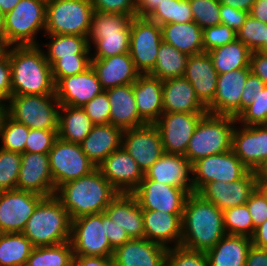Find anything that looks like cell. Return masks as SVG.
<instances>
[{
  "label": "cell",
  "mask_w": 267,
  "mask_h": 266,
  "mask_svg": "<svg viewBox=\"0 0 267 266\" xmlns=\"http://www.w3.org/2000/svg\"><path fill=\"white\" fill-rule=\"evenodd\" d=\"M257 51L267 52V24H266V34H265L264 44Z\"/></svg>",
  "instance_id": "cell-71"
},
{
  "label": "cell",
  "mask_w": 267,
  "mask_h": 266,
  "mask_svg": "<svg viewBox=\"0 0 267 266\" xmlns=\"http://www.w3.org/2000/svg\"><path fill=\"white\" fill-rule=\"evenodd\" d=\"M226 234L252 237L254 224L247 205L231 207L223 211Z\"/></svg>",
  "instance_id": "cell-44"
},
{
  "label": "cell",
  "mask_w": 267,
  "mask_h": 266,
  "mask_svg": "<svg viewBox=\"0 0 267 266\" xmlns=\"http://www.w3.org/2000/svg\"><path fill=\"white\" fill-rule=\"evenodd\" d=\"M248 171L232 149L225 153L201 158L192 164L195 192L198 193L209 182L237 181Z\"/></svg>",
  "instance_id": "cell-13"
},
{
  "label": "cell",
  "mask_w": 267,
  "mask_h": 266,
  "mask_svg": "<svg viewBox=\"0 0 267 266\" xmlns=\"http://www.w3.org/2000/svg\"><path fill=\"white\" fill-rule=\"evenodd\" d=\"M40 47L9 46L12 95H55L52 69Z\"/></svg>",
  "instance_id": "cell-2"
},
{
  "label": "cell",
  "mask_w": 267,
  "mask_h": 266,
  "mask_svg": "<svg viewBox=\"0 0 267 266\" xmlns=\"http://www.w3.org/2000/svg\"><path fill=\"white\" fill-rule=\"evenodd\" d=\"M16 189L43 197L54 196V181L48 154L21 153V168Z\"/></svg>",
  "instance_id": "cell-20"
},
{
  "label": "cell",
  "mask_w": 267,
  "mask_h": 266,
  "mask_svg": "<svg viewBox=\"0 0 267 266\" xmlns=\"http://www.w3.org/2000/svg\"><path fill=\"white\" fill-rule=\"evenodd\" d=\"M250 73V68H242L219 74L216 94L207 113L236 118L241 113V96Z\"/></svg>",
  "instance_id": "cell-19"
},
{
  "label": "cell",
  "mask_w": 267,
  "mask_h": 266,
  "mask_svg": "<svg viewBox=\"0 0 267 266\" xmlns=\"http://www.w3.org/2000/svg\"><path fill=\"white\" fill-rule=\"evenodd\" d=\"M102 223H105V236L114 249L131 239L126 231L110 220L104 212H102Z\"/></svg>",
  "instance_id": "cell-58"
},
{
  "label": "cell",
  "mask_w": 267,
  "mask_h": 266,
  "mask_svg": "<svg viewBox=\"0 0 267 266\" xmlns=\"http://www.w3.org/2000/svg\"><path fill=\"white\" fill-rule=\"evenodd\" d=\"M182 215L164 211L143 210L144 238L167 249L180 246L182 238Z\"/></svg>",
  "instance_id": "cell-26"
},
{
  "label": "cell",
  "mask_w": 267,
  "mask_h": 266,
  "mask_svg": "<svg viewBox=\"0 0 267 266\" xmlns=\"http://www.w3.org/2000/svg\"><path fill=\"white\" fill-rule=\"evenodd\" d=\"M70 243L74 255L113 256L114 248L105 236L102 213L88 214L72 220Z\"/></svg>",
  "instance_id": "cell-10"
},
{
  "label": "cell",
  "mask_w": 267,
  "mask_h": 266,
  "mask_svg": "<svg viewBox=\"0 0 267 266\" xmlns=\"http://www.w3.org/2000/svg\"><path fill=\"white\" fill-rule=\"evenodd\" d=\"M257 187L267 197V178H257Z\"/></svg>",
  "instance_id": "cell-68"
},
{
  "label": "cell",
  "mask_w": 267,
  "mask_h": 266,
  "mask_svg": "<svg viewBox=\"0 0 267 266\" xmlns=\"http://www.w3.org/2000/svg\"><path fill=\"white\" fill-rule=\"evenodd\" d=\"M21 168V153L0 148V192L16 189Z\"/></svg>",
  "instance_id": "cell-45"
},
{
  "label": "cell",
  "mask_w": 267,
  "mask_h": 266,
  "mask_svg": "<svg viewBox=\"0 0 267 266\" xmlns=\"http://www.w3.org/2000/svg\"><path fill=\"white\" fill-rule=\"evenodd\" d=\"M7 102L5 113L16 122L30 129L58 131L61 105L56 95H12Z\"/></svg>",
  "instance_id": "cell-8"
},
{
  "label": "cell",
  "mask_w": 267,
  "mask_h": 266,
  "mask_svg": "<svg viewBox=\"0 0 267 266\" xmlns=\"http://www.w3.org/2000/svg\"><path fill=\"white\" fill-rule=\"evenodd\" d=\"M58 131L30 129L25 152L48 154L58 138Z\"/></svg>",
  "instance_id": "cell-52"
},
{
  "label": "cell",
  "mask_w": 267,
  "mask_h": 266,
  "mask_svg": "<svg viewBox=\"0 0 267 266\" xmlns=\"http://www.w3.org/2000/svg\"><path fill=\"white\" fill-rule=\"evenodd\" d=\"M30 128L26 125L16 122L5 112L0 119V138L3 150L18 153L25 152V144Z\"/></svg>",
  "instance_id": "cell-43"
},
{
  "label": "cell",
  "mask_w": 267,
  "mask_h": 266,
  "mask_svg": "<svg viewBox=\"0 0 267 266\" xmlns=\"http://www.w3.org/2000/svg\"><path fill=\"white\" fill-rule=\"evenodd\" d=\"M246 205L250 212L255 231V228L267 220V197L257 187L246 202Z\"/></svg>",
  "instance_id": "cell-55"
},
{
  "label": "cell",
  "mask_w": 267,
  "mask_h": 266,
  "mask_svg": "<svg viewBox=\"0 0 267 266\" xmlns=\"http://www.w3.org/2000/svg\"><path fill=\"white\" fill-rule=\"evenodd\" d=\"M93 14L91 0H47L45 34L87 37Z\"/></svg>",
  "instance_id": "cell-9"
},
{
  "label": "cell",
  "mask_w": 267,
  "mask_h": 266,
  "mask_svg": "<svg viewBox=\"0 0 267 266\" xmlns=\"http://www.w3.org/2000/svg\"><path fill=\"white\" fill-rule=\"evenodd\" d=\"M252 241L250 237L226 234L206 251L209 266H245Z\"/></svg>",
  "instance_id": "cell-34"
},
{
  "label": "cell",
  "mask_w": 267,
  "mask_h": 266,
  "mask_svg": "<svg viewBox=\"0 0 267 266\" xmlns=\"http://www.w3.org/2000/svg\"><path fill=\"white\" fill-rule=\"evenodd\" d=\"M237 39V33L224 24L215 25L203 29L204 52L224 46Z\"/></svg>",
  "instance_id": "cell-51"
},
{
  "label": "cell",
  "mask_w": 267,
  "mask_h": 266,
  "mask_svg": "<svg viewBox=\"0 0 267 266\" xmlns=\"http://www.w3.org/2000/svg\"><path fill=\"white\" fill-rule=\"evenodd\" d=\"M192 164L180 154L164 153L145 173L144 177L156 182L171 185L195 193Z\"/></svg>",
  "instance_id": "cell-24"
},
{
  "label": "cell",
  "mask_w": 267,
  "mask_h": 266,
  "mask_svg": "<svg viewBox=\"0 0 267 266\" xmlns=\"http://www.w3.org/2000/svg\"><path fill=\"white\" fill-rule=\"evenodd\" d=\"M257 178H267V159L256 171Z\"/></svg>",
  "instance_id": "cell-69"
},
{
  "label": "cell",
  "mask_w": 267,
  "mask_h": 266,
  "mask_svg": "<svg viewBox=\"0 0 267 266\" xmlns=\"http://www.w3.org/2000/svg\"><path fill=\"white\" fill-rule=\"evenodd\" d=\"M161 26L147 18L131 19L129 54L140 74H150L162 43Z\"/></svg>",
  "instance_id": "cell-12"
},
{
  "label": "cell",
  "mask_w": 267,
  "mask_h": 266,
  "mask_svg": "<svg viewBox=\"0 0 267 266\" xmlns=\"http://www.w3.org/2000/svg\"><path fill=\"white\" fill-rule=\"evenodd\" d=\"M251 72L267 86V52L253 51L250 56Z\"/></svg>",
  "instance_id": "cell-60"
},
{
  "label": "cell",
  "mask_w": 267,
  "mask_h": 266,
  "mask_svg": "<svg viewBox=\"0 0 267 266\" xmlns=\"http://www.w3.org/2000/svg\"><path fill=\"white\" fill-rule=\"evenodd\" d=\"M218 75L207 52L189 56L184 77L191 83L196 96L206 107L215 97Z\"/></svg>",
  "instance_id": "cell-27"
},
{
  "label": "cell",
  "mask_w": 267,
  "mask_h": 266,
  "mask_svg": "<svg viewBox=\"0 0 267 266\" xmlns=\"http://www.w3.org/2000/svg\"><path fill=\"white\" fill-rule=\"evenodd\" d=\"M235 123L232 116L206 113L194 130L184 156L193 164L201 158L230 151Z\"/></svg>",
  "instance_id": "cell-6"
},
{
  "label": "cell",
  "mask_w": 267,
  "mask_h": 266,
  "mask_svg": "<svg viewBox=\"0 0 267 266\" xmlns=\"http://www.w3.org/2000/svg\"><path fill=\"white\" fill-rule=\"evenodd\" d=\"M7 99L0 93V108L5 112L7 103H5Z\"/></svg>",
  "instance_id": "cell-70"
},
{
  "label": "cell",
  "mask_w": 267,
  "mask_h": 266,
  "mask_svg": "<svg viewBox=\"0 0 267 266\" xmlns=\"http://www.w3.org/2000/svg\"><path fill=\"white\" fill-rule=\"evenodd\" d=\"M159 26L169 23H187L193 21L189 0H164L147 17Z\"/></svg>",
  "instance_id": "cell-42"
},
{
  "label": "cell",
  "mask_w": 267,
  "mask_h": 266,
  "mask_svg": "<svg viewBox=\"0 0 267 266\" xmlns=\"http://www.w3.org/2000/svg\"><path fill=\"white\" fill-rule=\"evenodd\" d=\"M6 47L7 46L4 44L2 38L0 37V56L5 52Z\"/></svg>",
  "instance_id": "cell-72"
},
{
  "label": "cell",
  "mask_w": 267,
  "mask_h": 266,
  "mask_svg": "<svg viewBox=\"0 0 267 266\" xmlns=\"http://www.w3.org/2000/svg\"><path fill=\"white\" fill-rule=\"evenodd\" d=\"M45 197L22 190L0 192V233H22L26 222Z\"/></svg>",
  "instance_id": "cell-16"
},
{
  "label": "cell",
  "mask_w": 267,
  "mask_h": 266,
  "mask_svg": "<svg viewBox=\"0 0 267 266\" xmlns=\"http://www.w3.org/2000/svg\"><path fill=\"white\" fill-rule=\"evenodd\" d=\"M219 2L232 8L250 12L255 0H219Z\"/></svg>",
  "instance_id": "cell-66"
},
{
  "label": "cell",
  "mask_w": 267,
  "mask_h": 266,
  "mask_svg": "<svg viewBox=\"0 0 267 266\" xmlns=\"http://www.w3.org/2000/svg\"><path fill=\"white\" fill-rule=\"evenodd\" d=\"M90 66L91 54H74V57L61 58L51 67L54 84L61 78L82 73Z\"/></svg>",
  "instance_id": "cell-49"
},
{
  "label": "cell",
  "mask_w": 267,
  "mask_h": 266,
  "mask_svg": "<svg viewBox=\"0 0 267 266\" xmlns=\"http://www.w3.org/2000/svg\"><path fill=\"white\" fill-rule=\"evenodd\" d=\"M257 188L256 171L249 170L242 178L233 182L214 181L207 183L199 192L205 200L218 209H225L246 204Z\"/></svg>",
  "instance_id": "cell-18"
},
{
  "label": "cell",
  "mask_w": 267,
  "mask_h": 266,
  "mask_svg": "<svg viewBox=\"0 0 267 266\" xmlns=\"http://www.w3.org/2000/svg\"><path fill=\"white\" fill-rule=\"evenodd\" d=\"M20 0H0V12L4 16L9 13Z\"/></svg>",
  "instance_id": "cell-67"
},
{
  "label": "cell",
  "mask_w": 267,
  "mask_h": 266,
  "mask_svg": "<svg viewBox=\"0 0 267 266\" xmlns=\"http://www.w3.org/2000/svg\"><path fill=\"white\" fill-rule=\"evenodd\" d=\"M131 16L94 11L87 42L95 52L91 59H102L129 53Z\"/></svg>",
  "instance_id": "cell-5"
},
{
  "label": "cell",
  "mask_w": 267,
  "mask_h": 266,
  "mask_svg": "<svg viewBox=\"0 0 267 266\" xmlns=\"http://www.w3.org/2000/svg\"><path fill=\"white\" fill-rule=\"evenodd\" d=\"M94 11L136 17L137 0H91Z\"/></svg>",
  "instance_id": "cell-54"
},
{
  "label": "cell",
  "mask_w": 267,
  "mask_h": 266,
  "mask_svg": "<svg viewBox=\"0 0 267 266\" xmlns=\"http://www.w3.org/2000/svg\"><path fill=\"white\" fill-rule=\"evenodd\" d=\"M91 67L104 90L133 84L140 75L129 53L102 59H91Z\"/></svg>",
  "instance_id": "cell-29"
},
{
  "label": "cell",
  "mask_w": 267,
  "mask_h": 266,
  "mask_svg": "<svg viewBox=\"0 0 267 266\" xmlns=\"http://www.w3.org/2000/svg\"><path fill=\"white\" fill-rule=\"evenodd\" d=\"M73 266H115L112 257L73 256Z\"/></svg>",
  "instance_id": "cell-61"
},
{
  "label": "cell",
  "mask_w": 267,
  "mask_h": 266,
  "mask_svg": "<svg viewBox=\"0 0 267 266\" xmlns=\"http://www.w3.org/2000/svg\"><path fill=\"white\" fill-rule=\"evenodd\" d=\"M236 33L237 39L242 41L252 52L257 51L265 41L266 23L248 15L245 23Z\"/></svg>",
  "instance_id": "cell-50"
},
{
  "label": "cell",
  "mask_w": 267,
  "mask_h": 266,
  "mask_svg": "<svg viewBox=\"0 0 267 266\" xmlns=\"http://www.w3.org/2000/svg\"><path fill=\"white\" fill-rule=\"evenodd\" d=\"M47 0H20L3 16L1 38L6 46L38 45L36 35L45 33Z\"/></svg>",
  "instance_id": "cell-7"
},
{
  "label": "cell",
  "mask_w": 267,
  "mask_h": 266,
  "mask_svg": "<svg viewBox=\"0 0 267 266\" xmlns=\"http://www.w3.org/2000/svg\"><path fill=\"white\" fill-rule=\"evenodd\" d=\"M189 55L178 51L174 46L162 41L159 46L156 64L150 75L164 81L184 76Z\"/></svg>",
  "instance_id": "cell-39"
},
{
  "label": "cell",
  "mask_w": 267,
  "mask_h": 266,
  "mask_svg": "<svg viewBox=\"0 0 267 266\" xmlns=\"http://www.w3.org/2000/svg\"><path fill=\"white\" fill-rule=\"evenodd\" d=\"M0 93L8 100L12 96L9 46L0 56Z\"/></svg>",
  "instance_id": "cell-59"
},
{
  "label": "cell",
  "mask_w": 267,
  "mask_h": 266,
  "mask_svg": "<svg viewBox=\"0 0 267 266\" xmlns=\"http://www.w3.org/2000/svg\"><path fill=\"white\" fill-rule=\"evenodd\" d=\"M236 122L244 126L267 125V86L236 117Z\"/></svg>",
  "instance_id": "cell-47"
},
{
  "label": "cell",
  "mask_w": 267,
  "mask_h": 266,
  "mask_svg": "<svg viewBox=\"0 0 267 266\" xmlns=\"http://www.w3.org/2000/svg\"><path fill=\"white\" fill-rule=\"evenodd\" d=\"M119 192L96 167L78 179L60 185L54 196L69 213L71 220L102 213Z\"/></svg>",
  "instance_id": "cell-3"
},
{
  "label": "cell",
  "mask_w": 267,
  "mask_h": 266,
  "mask_svg": "<svg viewBox=\"0 0 267 266\" xmlns=\"http://www.w3.org/2000/svg\"><path fill=\"white\" fill-rule=\"evenodd\" d=\"M249 15L267 24V0H255Z\"/></svg>",
  "instance_id": "cell-65"
},
{
  "label": "cell",
  "mask_w": 267,
  "mask_h": 266,
  "mask_svg": "<svg viewBox=\"0 0 267 266\" xmlns=\"http://www.w3.org/2000/svg\"><path fill=\"white\" fill-rule=\"evenodd\" d=\"M163 42L174 46L187 55L204 52L203 30L192 21L187 23H169L161 26Z\"/></svg>",
  "instance_id": "cell-35"
},
{
  "label": "cell",
  "mask_w": 267,
  "mask_h": 266,
  "mask_svg": "<svg viewBox=\"0 0 267 266\" xmlns=\"http://www.w3.org/2000/svg\"><path fill=\"white\" fill-rule=\"evenodd\" d=\"M251 50L239 39L208 51L218 74L250 68Z\"/></svg>",
  "instance_id": "cell-37"
},
{
  "label": "cell",
  "mask_w": 267,
  "mask_h": 266,
  "mask_svg": "<svg viewBox=\"0 0 267 266\" xmlns=\"http://www.w3.org/2000/svg\"><path fill=\"white\" fill-rule=\"evenodd\" d=\"M142 210L164 211L183 214L188 193L178 187L143 178L141 184L132 192Z\"/></svg>",
  "instance_id": "cell-17"
},
{
  "label": "cell",
  "mask_w": 267,
  "mask_h": 266,
  "mask_svg": "<svg viewBox=\"0 0 267 266\" xmlns=\"http://www.w3.org/2000/svg\"><path fill=\"white\" fill-rule=\"evenodd\" d=\"M49 43L44 44L47 48L46 59L52 67L59 59L74 57V54H91L87 37L80 35L47 34Z\"/></svg>",
  "instance_id": "cell-38"
},
{
  "label": "cell",
  "mask_w": 267,
  "mask_h": 266,
  "mask_svg": "<svg viewBox=\"0 0 267 266\" xmlns=\"http://www.w3.org/2000/svg\"><path fill=\"white\" fill-rule=\"evenodd\" d=\"M111 105L110 124L123 131L145 125L139 117L133 84H125L105 90Z\"/></svg>",
  "instance_id": "cell-32"
},
{
  "label": "cell",
  "mask_w": 267,
  "mask_h": 266,
  "mask_svg": "<svg viewBox=\"0 0 267 266\" xmlns=\"http://www.w3.org/2000/svg\"><path fill=\"white\" fill-rule=\"evenodd\" d=\"M167 248L146 238H132L114 249L115 266H165Z\"/></svg>",
  "instance_id": "cell-25"
},
{
  "label": "cell",
  "mask_w": 267,
  "mask_h": 266,
  "mask_svg": "<svg viewBox=\"0 0 267 266\" xmlns=\"http://www.w3.org/2000/svg\"><path fill=\"white\" fill-rule=\"evenodd\" d=\"M145 173L163 154L161 135L155 124L123 131L122 145Z\"/></svg>",
  "instance_id": "cell-15"
},
{
  "label": "cell",
  "mask_w": 267,
  "mask_h": 266,
  "mask_svg": "<svg viewBox=\"0 0 267 266\" xmlns=\"http://www.w3.org/2000/svg\"><path fill=\"white\" fill-rule=\"evenodd\" d=\"M33 248L23 233H0V266H25Z\"/></svg>",
  "instance_id": "cell-40"
},
{
  "label": "cell",
  "mask_w": 267,
  "mask_h": 266,
  "mask_svg": "<svg viewBox=\"0 0 267 266\" xmlns=\"http://www.w3.org/2000/svg\"><path fill=\"white\" fill-rule=\"evenodd\" d=\"M245 266H267V249L256 247L252 244Z\"/></svg>",
  "instance_id": "cell-62"
},
{
  "label": "cell",
  "mask_w": 267,
  "mask_h": 266,
  "mask_svg": "<svg viewBox=\"0 0 267 266\" xmlns=\"http://www.w3.org/2000/svg\"><path fill=\"white\" fill-rule=\"evenodd\" d=\"M2 29H3V15L0 12V36H1V33H2Z\"/></svg>",
  "instance_id": "cell-73"
},
{
  "label": "cell",
  "mask_w": 267,
  "mask_h": 266,
  "mask_svg": "<svg viewBox=\"0 0 267 266\" xmlns=\"http://www.w3.org/2000/svg\"><path fill=\"white\" fill-rule=\"evenodd\" d=\"M123 130L110 123L94 125L80 143L81 149L95 167L122 145Z\"/></svg>",
  "instance_id": "cell-33"
},
{
  "label": "cell",
  "mask_w": 267,
  "mask_h": 266,
  "mask_svg": "<svg viewBox=\"0 0 267 266\" xmlns=\"http://www.w3.org/2000/svg\"><path fill=\"white\" fill-rule=\"evenodd\" d=\"M71 218L55 197H45L37 206L22 233L33 247L56 245L70 241Z\"/></svg>",
  "instance_id": "cell-4"
},
{
  "label": "cell",
  "mask_w": 267,
  "mask_h": 266,
  "mask_svg": "<svg viewBox=\"0 0 267 266\" xmlns=\"http://www.w3.org/2000/svg\"><path fill=\"white\" fill-rule=\"evenodd\" d=\"M54 190L92 172L96 167L81 149L80 144L57 138L48 153Z\"/></svg>",
  "instance_id": "cell-11"
},
{
  "label": "cell",
  "mask_w": 267,
  "mask_h": 266,
  "mask_svg": "<svg viewBox=\"0 0 267 266\" xmlns=\"http://www.w3.org/2000/svg\"><path fill=\"white\" fill-rule=\"evenodd\" d=\"M193 21L203 30L220 24L219 0H189Z\"/></svg>",
  "instance_id": "cell-46"
},
{
  "label": "cell",
  "mask_w": 267,
  "mask_h": 266,
  "mask_svg": "<svg viewBox=\"0 0 267 266\" xmlns=\"http://www.w3.org/2000/svg\"><path fill=\"white\" fill-rule=\"evenodd\" d=\"M251 241L254 246L267 249V220L255 228Z\"/></svg>",
  "instance_id": "cell-64"
},
{
  "label": "cell",
  "mask_w": 267,
  "mask_h": 266,
  "mask_svg": "<svg viewBox=\"0 0 267 266\" xmlns=\"http://www.w3.org/2000/svg\"><path fill=\"white\" fill-rule=\"evenodd\" d=\"M204 115L162 113L154 124L160 132L164 153L185 155L193 132Z\"/></svg>",
  "instance_id": "cell-14"
},
{
  "label": "cell",
  "mask_w": 267,
  "mask_h": 266,
  "mask_svg": "<svg viewBox=\"0 0 267 266\" xmlns=\"http://www.w3.org/2000/svg\"><path fill=\"white\" fill-rule=\"evenodd\" d=\"M93 126V122L82 107H60L58 138L67 142L80 144L91 132Z\"/></svg>",
  "instance_id": "cell-36"
},
{
  "label": "cell",
  "mask_w": 267,
  "mask_h": 266,
  "mask_svg": "<svg viewBox=\"0 0 267 266\" xmlns=\"http://www.w3.org/2000/svg\"><path fill=\"white\" fill-rule=\"evenodd\" d=\"M265 87V83L258 76L252 72L248 75L241 96V112L253 102L258 93L262 92Z\"/></svg>",
  "instance_id": "cell-57"
},
{
  "label": "cell",
  "mask_w": 267,
  "mask_h": 266,
  "mask_svg": "<svg viewBox=\"0 0 267 266\" xmlns=\"http://www.w3.org/2000/svg\"><path fill=\"white\" fill-rule=\"evenodd\" d=\"M119 193H132L144 178V173L131 155L121 146L97 167Z\"/></svg>",
  "instance_id": "cell-21"
},
{
  "label": "cell",
  "mask_w": 267,
  "mask_h": 266,
  "mask_svg": "<svg viewBox=\"0 0 267 266\" xmlns=\"http://www.w3.org/2000/svg\"><path fill=\"white\" fill-rule=\"evenodd\" d=\"M164 0H137L136 17L147 18Z\"/></svg>",
  "instance_id": "cell-63"
},
{
  "label": "cell",
  "mask_w": 267,
  "mask_h": 266,
  "mask_svg": "<svg viewBox=\"0 0 267 266\" xmlns=\"http://www.w3.org/2000/svg\"><path fill=\"white\" fill-rule=\"evenodd\" d=\"M3 113H4V111L0 108V119H1Z\"/></svg>",
  "instance_id": "cell-74"
},
{
  "label": "cell",
  "mask_w": 267,
  "mask_h": 266,
  "mask_svg": "<svg viewBox=\"0 0 267 266\" xmlns=\"http://www.w3.org/2000/svg\"><path fill=\"white\" fill-rule=\"evenodd\" d=\"M94 125L110 123V102L106 91L98 94L82 107Z\"/></svg>",
  "instance_id": "cell-53"
},
{
  "label": "cell",
  "mask_w": 267,
  "mask_h": 266,
  "mask_svg": "<svg viewBox=\"0 0 267 266\" xmlns=\"http://www.w3.org/2000/svg\"><path fill=\"white\" fill-rule=\"evenodd\" d=\"M139 117L154 124L163 113V81L150 74H140L133 83Z\"/></svg>",
  "instance_id": "cell-30"
},
{
  "label": "cell",
  "mask_w": 267,
  "mask_h": 266,
  "mask_svg": "<svg viewBox=\"0 0 267 266\" xmlns=\"http://www.w3.org/2000/svg\"><path fill=\"white\" fill-rule=\"evenodd\" d=\"M241 127H234L232 150L248 170L257 171L267 159V125Z\"/></svg>",
  "instance_id": "cell-22"
},
{
  "label": "cell",
  "mask_w": 267,
  "mask_h": 266,
  "mask_svg": "<svg viewBox=\"0 0 267 266\" xmlns=\"http://www.w3.org/2000/svg\"><path fill=\"white\" fill-rule=\"evenodd\" d=\"M249 12L232 8L224 4L220 5V23L237 32L245 23Z\"/></svg>",
  "instance_id": "cell-56"
},
{
  "label": "cell",
  "mask_w": 267,
  "mask_h": 266,
  "mask_svg": "<svg viewBox=\"0 0 267 266\" xmlns=\"http://www.w3.org/2000/svg\"><path fill=\"white\" fill-rule=\"evenodd\" d=\"M70 241L56 245L34 247L25 266H73Z\"/></svg>",
  "instance_id": "cell-41"
},
{
  "label": "cell",
  "mask_w": 267,
  "mask_h": 266,
  "mask_svg": "<svg viewBox=\"0 0 267 266\" xmlns=\"http://www.w3.org/2000/svg\"><path fill=\"white\" fill-rule=\"evenodd\" d=\"M225 235L223 211L197 192L188 194L182 215L180 245L206 252Z\"/></svg>",
  "instance_id": "cell-1"
},
{
  "label": "cell",
  "mask_w": 267,
  "mask_h": 266,
  "mask_svg": "<svg viewBox=\"0 0 267 266\" xmlns=\"http://www.w3.org/2000/svg\"><path fill=\"white\" fill-rule=\"evenodd\" d=\"M165 266H209L206 252L180 246L166 252Z\"/></svg>",
  "instance_id": "cell-48"
},
{
  "label": "cell",
  "mask_w": 267,
  "mask_h": 266,
  "mask_svg": "<svg viewBox=\"0 0 267 266\" xmlns=\"http://www.w3.org/2000/svg\"><path fill=\"white\" fill-rule=\"evenodd\" d=\"M206 114L207 107L198 99L191 83L184 77L163 81V113Z\"/></svg>",
  "instance_id": "cell-28"
},
{
  "label": "cell",
  "mask_w": 267,
  "mask_h": 266,
  "mask_svg": "<svg viewBox=\"0 0 267 266\" xmlns=\"http://www.w3.org/2000/svg\"><path fill=\"white\" fill-rule=\"evenodd\" d=\"M103 91L91 66L82 73L61 78L55 84V95L61 106L83 107Z\"/></svg>",
  "instance_id": "cell-23"
},
{
  "label": "cell",
  "mask_w": 267,
  "mask_h": 266,
  "mask_svg": "<svg viewBox=\"0 0 267 266\" xmlns=\"http://www.w3.org/2000/svg\"><path fill=\"white\" fill-rule=\"evenodd\" d=\"M132 238H144L143 210L132 193H119L104 210Z\"/></svg>",
  "instance_id": "cell-31"
}]
</instances>
